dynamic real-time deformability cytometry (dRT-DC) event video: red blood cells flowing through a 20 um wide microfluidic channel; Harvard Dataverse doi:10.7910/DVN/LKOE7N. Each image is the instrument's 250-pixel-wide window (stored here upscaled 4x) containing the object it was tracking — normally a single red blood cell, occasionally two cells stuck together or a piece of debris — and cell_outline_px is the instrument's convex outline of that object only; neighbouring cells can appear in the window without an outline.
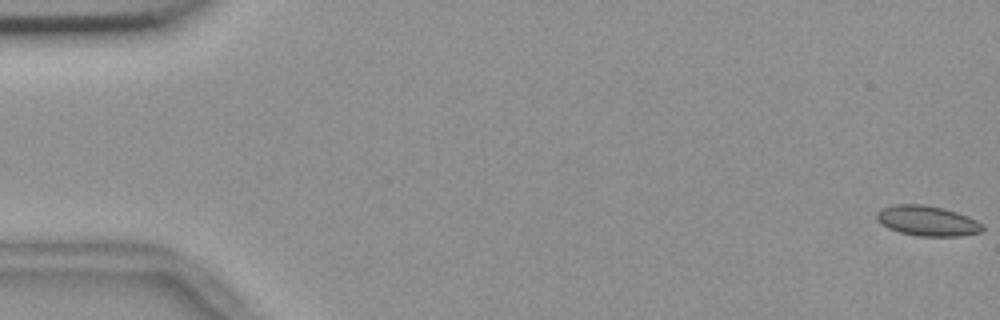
{"species": "common noctule bat (a hibernating species)", "species_latin": "Nyctalus noctula", "temperature_condition": "room temperature", "stored_images_in_passage": 12, "camera_frame_rate_fps": 3000, "um_per_image_px": 0.085, "animal": {"sex": "female", "body_mass_g": 18.4}, "frame": {"image": 1, "passage_image": 1, "time_ms": 0.0, "image_size_px": [1000, 320], "cell_outline_px": [[984, 228], [980, 232], [960, 236], [920, 236], [900, 232], [888, 228], [880, 224], [876, 220], [876, 212], [880, 208], [896, 204], [924, 204], [944, 208], [968, 216], [984, 224]], "centroid_in_image_um": [78.8, 18.76], "position_along_channel_um": 6.2, "area_um2": 18.79}}